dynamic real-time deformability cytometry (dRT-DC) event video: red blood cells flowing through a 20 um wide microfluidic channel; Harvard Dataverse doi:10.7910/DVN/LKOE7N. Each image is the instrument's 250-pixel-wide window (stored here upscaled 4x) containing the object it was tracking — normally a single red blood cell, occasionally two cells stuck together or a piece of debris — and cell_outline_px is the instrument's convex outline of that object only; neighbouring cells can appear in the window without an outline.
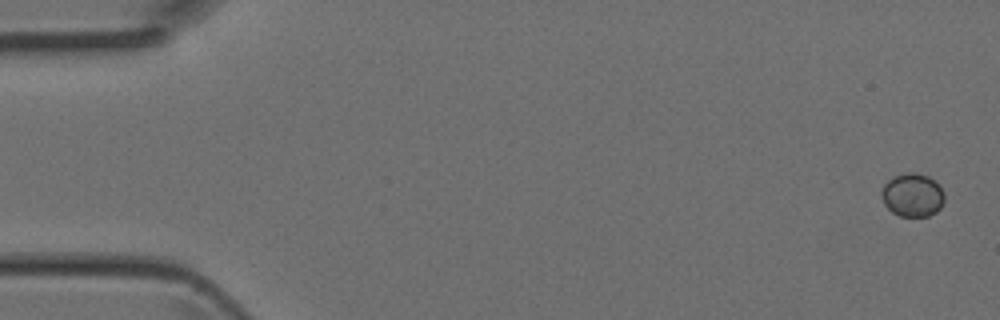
{"species": "Egyptian fruit bat (a non-hibernating species)", "species_latin": "Rousettus aegyptiacus", "temperature_condition": "room temperature", "stored_images_in_passage": 6, "camera_frame_rate_fps": 3000, "um_per_image_px": 0.085, "animal": {"sex": "female"}, "frame": {"image": 1, "passage_image": 1, "time_ms": 0.0, "image_size_px": [1000, 320], "cell_outline_px": [[944, 200], [940, 208], [936, 212], [928, 216], [900, 216], [892, 212], [884, 204], [880, 196], [880, 192], [884, 184], [888, 180], [896, 176], [908, 172], [912, 172], [928, 176], [944, 192]], "centroid_in_image_um": [77.53, 16.59], "position_along_channel_um": 7.5, "area_um2": 15.78}}
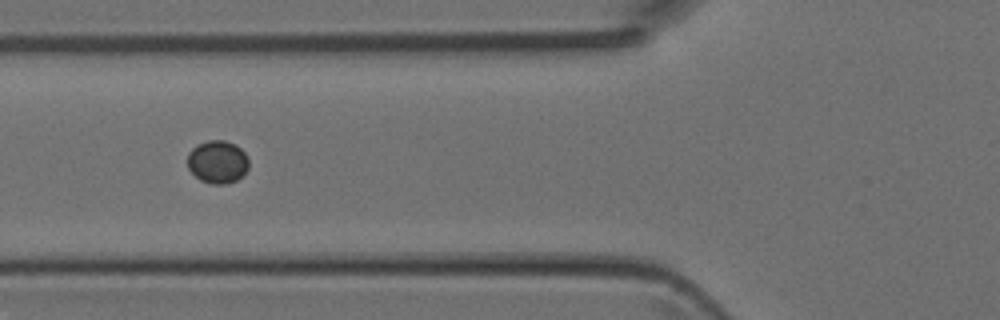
{"frame": {"image": 2, "passage_image": 5, "time_ms": 1.333, "image_size_px": [1000, 320], "cell_outline_px": [[248, 168], [236, 180], [224, 184], [212, 184], [200, 180], [188, 168], [188, 152], [196, 144], [208, 140], [224, 140], [236, 144], [248, 156]], "centroid_in_image_um": [18.48, 13.74], "position_along_channel_um": 107.3, "area_um2": 15.32}}
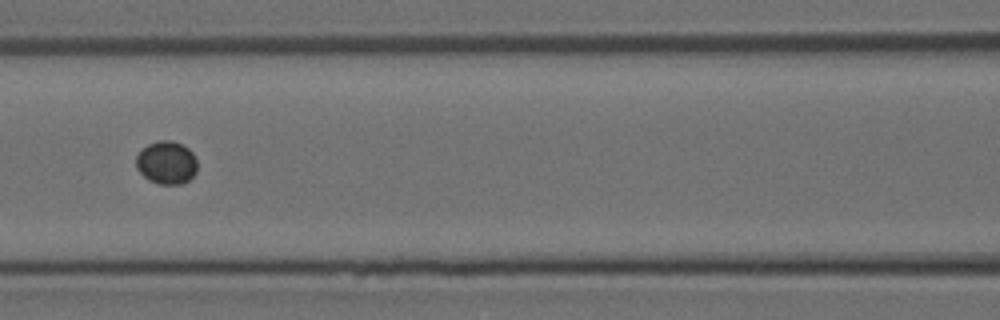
{"frame": {"image": 3, "passage_image": 6, "time_ms": 1.667, "image_size_px": [1000, 320], "cell_outline_px": [[196, 172], [188, 180], [180, 184], [160, 184], [148, 180], [136, 168], [136, 156], [148, 144], [160, 140], [172, 140], [188, 148], [192, 152], [196, 160]], "centroid_in_image_um": [14.15, 13.82], "position_along_channel_um": 152.5, "area_um2": 15.2}}